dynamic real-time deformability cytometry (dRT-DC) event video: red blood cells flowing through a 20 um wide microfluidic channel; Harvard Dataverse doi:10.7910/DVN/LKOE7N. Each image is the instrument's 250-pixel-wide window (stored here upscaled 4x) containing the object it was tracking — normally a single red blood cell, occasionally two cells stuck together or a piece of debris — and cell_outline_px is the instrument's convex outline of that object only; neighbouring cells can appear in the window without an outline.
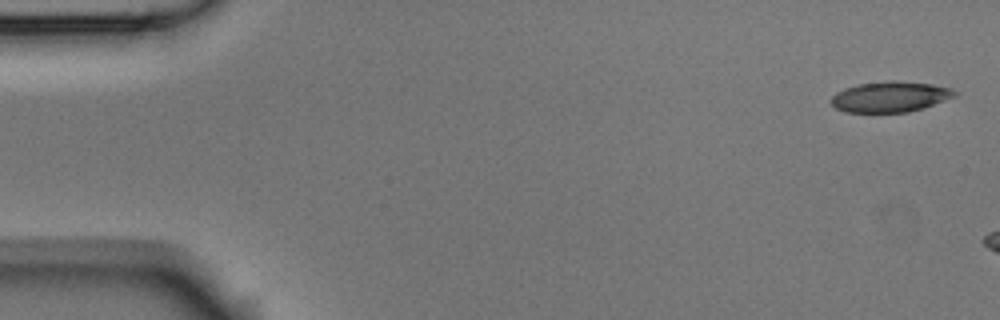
{"species": "Egyptian fruit bat (a non-hibernating species)", "species_latin": "Rousettus aegyptiacus", "temperature_condition": "room temperature", "stored_images_in_passage": 2, "segment_of_instrument_passage": [2, 2], "camera_frame_rate_fps": 3000, "um_per_image_px": 0.085, "animal": {"sex": "male"}, "frame": {"image": 1, "passage_image": 2, "time_ms": 0.333, "image_size_px": [1000, 320], "cell_outline_px": [[960, 92], [956, 96], [924, 108], [908, 112], [844, 112], [836, 108], [832, 104], [832, 96], [836, 92], [844, 88], [856, 84], [888, 80], [896, 80], [932, 84], [952, 88]], "centroid_in_image_um": [75.7, 8.21], "position_along_channel_um": 9.3, "area_um2": 22.31}}